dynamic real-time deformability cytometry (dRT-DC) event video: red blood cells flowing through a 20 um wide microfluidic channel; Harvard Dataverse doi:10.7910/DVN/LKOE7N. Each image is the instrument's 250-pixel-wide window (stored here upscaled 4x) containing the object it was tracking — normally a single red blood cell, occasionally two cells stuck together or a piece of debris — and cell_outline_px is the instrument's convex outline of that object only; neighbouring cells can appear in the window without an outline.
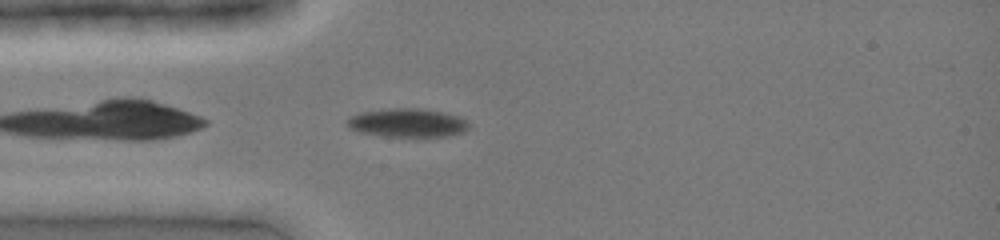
{"species": "common noctule bat (a hibernating species)", "species_latin": "Nyctalus noctula", "temperature_condition": "cold", "stored_images_in_passage": 31, "camera_frame_rate_fps": 3000, "um_per_image_px": 0.085, "animal": {"sex": "female", "body_mass_g": 19.0, "forearm_length_mm": 51.5}, "frame": {"image": 1, "passage_image": 1, "time_ms": 0.0, "image_size_px": [1000, 240], "cell_outline_px": [[468, 128], [464, 132], [448, 136], [384, 136], [360, 132], [348, 128], [348, 120], [352, 116], [360, 112], [388, 108], [420, 108], [444, 112], [460, 116], [468, 120]], "centroid_in_image_um": [34.67, 10.43], "position_along_channel_um": 50.3, "area_um2": 20.35}}
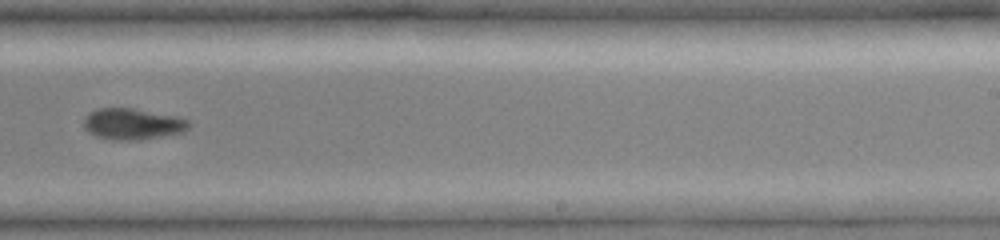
{"frame": {"image": 2, "passage_image": 16, "time_ms": 5.0, "image_size_px": [1000, 240], "cell_outline_px": [[192, 124], [184, 132], [140, 140], [112, 140], [96, 136], [88, 132], [84, 128], [84, 116], [88, 112], [96, 108], [136, 108], [180, 116], [188, 120]], "centroid_in_image_um": [11.28, 10.52], "position_along_channel_um": 277.7, "area_um2": 19.59}}
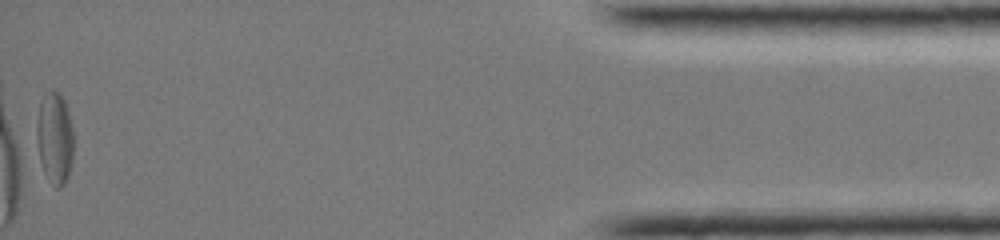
{"frame": {"image": 3, "passage_image": 31, "time_ms": 10.0, "image_size_px": [1000, 240], "cell_outline_px": [[72, 160], [68, 176], [64, 184], [60, 188], [56, 188], [44, 172], [36, 160], [36, 124], [40, 100], [44, 92], [52, 88], [60, 92], [64, 100], [72, 124]], "centroid_in_image_um": [4.6, 11.7], "position_along_channel_um": 430.6, "area_um2": 20.4}}